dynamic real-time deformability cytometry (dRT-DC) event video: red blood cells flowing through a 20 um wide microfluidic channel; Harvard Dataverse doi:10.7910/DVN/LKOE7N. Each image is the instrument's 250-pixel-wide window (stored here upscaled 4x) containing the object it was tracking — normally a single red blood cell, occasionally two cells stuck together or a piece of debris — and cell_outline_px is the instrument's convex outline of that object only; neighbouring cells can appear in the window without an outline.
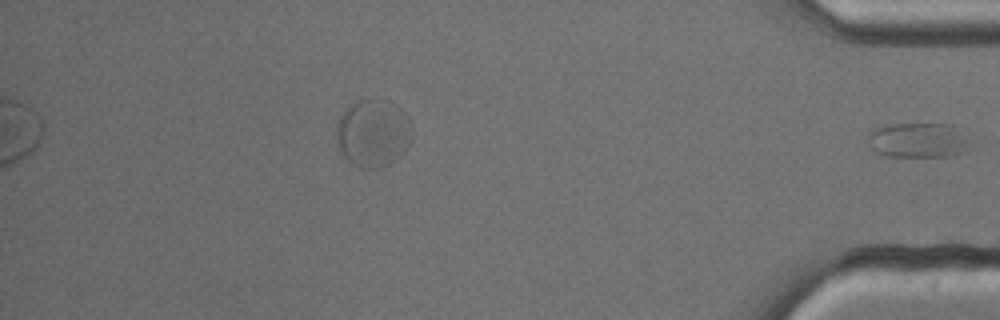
{"species": "common noctule bat (a hibernating species)", "species_latin": "Nyctalus noctula", "temperature_condition": "cold", "stored_images_in_passage": 33, "segment_of_instrument_passage": [2, 2], "camera_frame_rate_fps": 3000, "um_per_image_px": 0.085, "animal": {"sex": "male", "body_mass_g": 13.3}, "frame": {"image": 1, "passage_image": 33, "time_ms": 10.667, "image_size_px": [1000, 320], "cell_outline_px": [[968, 152], [952, 156], [884, 156], [876, 152], [872, 148], [868, 136], [872, 128], [888, 124], [952, 124], [968, 140]], "centroid_in_image_um": [78.03, 11.92], "position_along_channel_um": 357.2, "area_um2": 20.81}}